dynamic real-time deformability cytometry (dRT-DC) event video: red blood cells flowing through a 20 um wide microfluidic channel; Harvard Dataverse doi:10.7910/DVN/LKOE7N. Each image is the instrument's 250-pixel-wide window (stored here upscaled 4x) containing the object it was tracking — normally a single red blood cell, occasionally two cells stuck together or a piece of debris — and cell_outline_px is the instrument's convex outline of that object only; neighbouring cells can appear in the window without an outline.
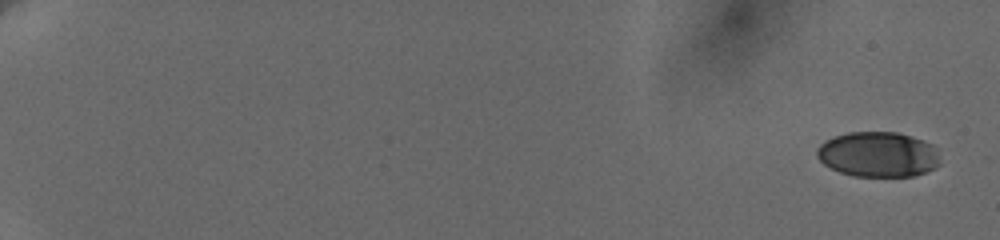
{"species": "human", "species_latin": "Homo sapiens", "temperature_condition": "cold", "stored_images_in_passage": 9, "camera_frame_rate_fps": 3000, "um_per_image_px": 0.085, "donor": {"sex": "female"}, "frame": {"image": 1, "passage_image": 1, "time_ms": 0.0, "image_size_px": [1000, 240], "cell_outline_px": [[940, 164], [936, 168], [928, 172], [912, 176], [852, 176], [840, 172], [824, 164], [816, 156], [816, 148], [820, 144], [836, 136], [848, 132], [896, 132], [932, 144]], "centroid_in_image_um": [74.62, 13.14], "position_along_channel_um": 10.4, "area_um2": 32.19}}
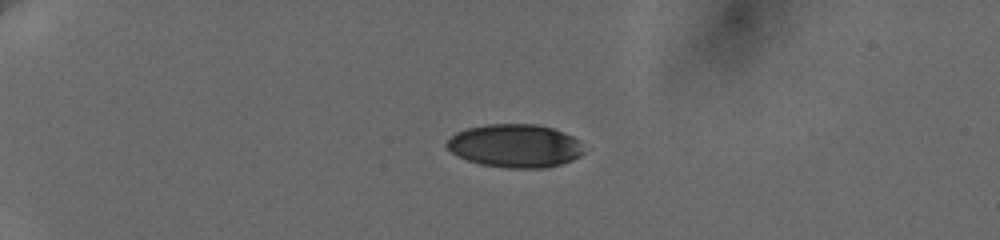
{"frame": {"image": 2, "passage_image": 6, "time_ms": 5.0, "image_size_px": [1000, 240], "cell_outline_px": [[584, 152], [580, 156], [572, 160], [548, 168], [504, 168], [480, 164], [456, 156], [444, 144], [456, 132], [468, 128], [488, 124], [536, 124], [552, 128], [564, 132], [580, 140]], "centroid_in_image_um": [43.79, 12.4], "position_along_channel_um": 41.2, "area_um2": 34.74}}
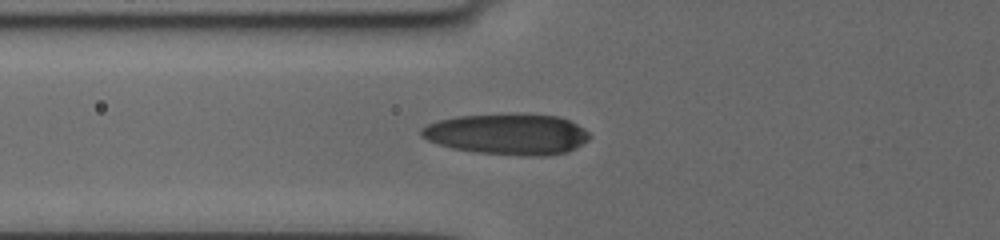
{"frame": {"image": 3, "passage_image": 9, "time_ms": 8.0, "image_size_px": [1000, 240], "cell_outline_px": [[592, 136], [588, 140], [576, 148], [568, 152], [544, 156], [520, 156], [476, 152], [452, 148], [428, 140], [420, 136], [420, 128], [428, 124], [440, 120], [456, 116], [556, 116], [568, 120], [584, 128]], "centroid_in_image_um": [43.14, 11.45], "position_along_channel_um": 82.7, "area_um2": 39.3}}